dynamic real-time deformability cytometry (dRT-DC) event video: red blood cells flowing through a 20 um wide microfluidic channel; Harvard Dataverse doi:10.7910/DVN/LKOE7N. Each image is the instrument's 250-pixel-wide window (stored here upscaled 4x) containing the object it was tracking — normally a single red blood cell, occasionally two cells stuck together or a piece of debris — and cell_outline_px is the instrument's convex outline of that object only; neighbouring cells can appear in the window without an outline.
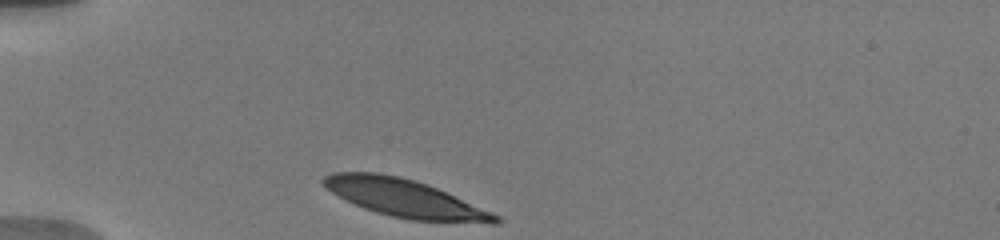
{"species": "human", "species_latin": "Homo sapiens", "temperature_condition": "warm", "stored_images_in_passage": 3, "camera_frame_rate_fps": 3000, "um_per_image_px": 0.085, "donor": {"sex": "male"}, "frame": {"image": 1, "passage_image": 1, "time_ms": 0.0, "image_size_px": [1000, 240], "cell_outline_px": [[504, 220], [500, 224], [492, 224], [408, 220], [376, 212], [364, 208], [332, 192], [320, 180], [324, 176], [332, 172], [376, 172], [400, 176], [416, 180], [428, 184], [492, 212], [500, 216]], "centroid_in_image_um": [34.49, 16.86], "position_along_channel_um": 50.5, "area_um2": 37.97}}
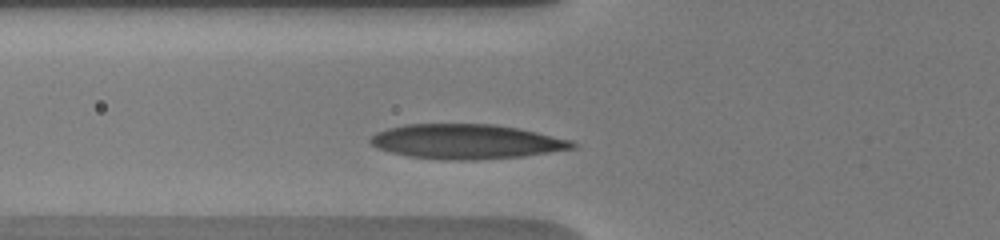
{"frame": {"image": 2, "passage_image": 3, "time_ms": 1.667, "image_size_px": [1000, 240], "cell_outline_px": [[576, 148], [524, 156], [476, 160], [448, 160], [408, 156], [376, 148], [368, 140], [376, 132], [388, 128], [404, 124], [492, 124], [516, 128], [536, 132], [572, 140], [576, 144]], "centroid_in_image_um": [39.62, 12.04], "position_along_channel_um": 86.2, "area_um2": 40.75}}